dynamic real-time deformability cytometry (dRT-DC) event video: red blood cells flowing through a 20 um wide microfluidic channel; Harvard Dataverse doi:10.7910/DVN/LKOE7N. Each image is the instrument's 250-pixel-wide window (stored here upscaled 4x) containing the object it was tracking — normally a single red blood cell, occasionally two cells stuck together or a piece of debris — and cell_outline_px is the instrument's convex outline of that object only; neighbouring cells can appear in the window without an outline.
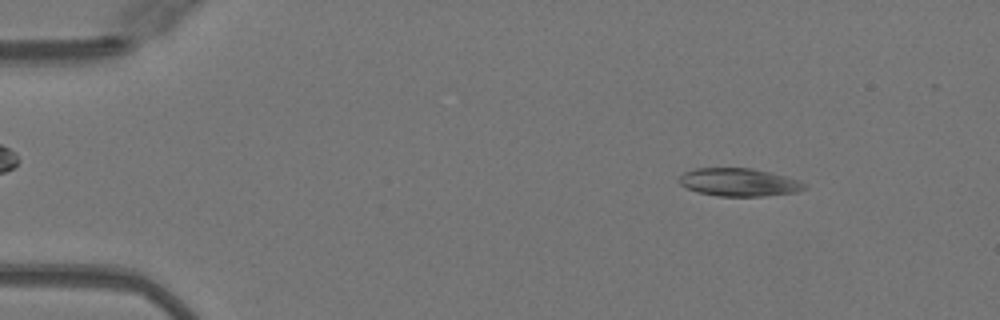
{"species": "Egyptian fruit bat (a non-hibernating species)", "species_latin": "Rousettus aegyptiacus", "temperature_condition": "warm", "stored_images_in_passage": 46, "camera_frame_rate_fps": 3000, "um_per_image_px": 0.085, "animal": {"sex": "female"}, "frame": {"image": 1, "passage_image": 3, "time_ms": 0.667, "image_size_px": [1000, 320], "cell_outline_px": [[808, 188], [796, 192], [764, 196], [716, 196], [696, 192], [680, 184], [680, 176], [684, 172], [696, 168], [752, 168], [800, 180], [808, 184]], "centroid_in_image_um": [62.84, 15.5], "position_along_channel_um": 22.2, "area_um2": 20.46}}
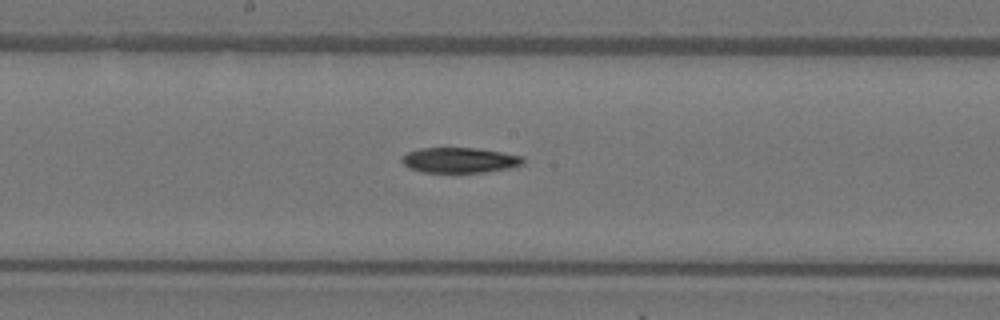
{"frame": {"image": 2, "passage_image": 23, "time_ms": 7.333, "image_size_px": [1000, 320], "cell_outline_px": [[524, 164], [508, 168], [484, 172], [420, 172], [408, 168], [400, 160], [408, 152], [420, 148], [476, 148], [524, 156]], "centroid_in_image_um": [39.06, 13.61], "position_along_channel_um": 209.1, "area_um2": 17.8}}
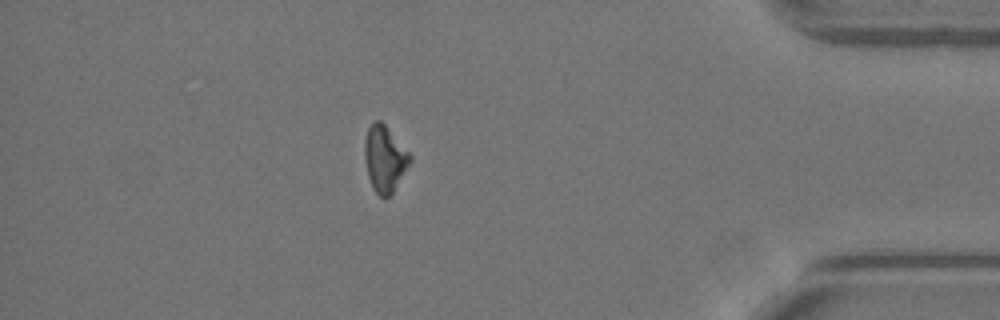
{"frame": {"image": 3, "passage_image": 40, "time_ms": 13.0, "image_size_px": [1000, 320], "cell_outline_px": [[412, 160], [392, 192], [384, 200], [372, 188], [368, 176], [364, 156], [364, 140], [368, 128], [376, 120], [380, 120], [384, 124], [412, 156]], "centroid_in_image_um": [32.68, 13.5], "position_along_channel_um": 402.5, "area_um2": 17.28}, "authors_computed_cell_mechanics": {"area_um2": 18.8139, "velocity_mm_per_s": 4.0871, "shape_relaxation_time_tau1_ms": 10.8011, "shape_relaxation_time_tau2_ms": null, "deformation_change_tau1": 0.2466, "deformation_change_tau2": null}}